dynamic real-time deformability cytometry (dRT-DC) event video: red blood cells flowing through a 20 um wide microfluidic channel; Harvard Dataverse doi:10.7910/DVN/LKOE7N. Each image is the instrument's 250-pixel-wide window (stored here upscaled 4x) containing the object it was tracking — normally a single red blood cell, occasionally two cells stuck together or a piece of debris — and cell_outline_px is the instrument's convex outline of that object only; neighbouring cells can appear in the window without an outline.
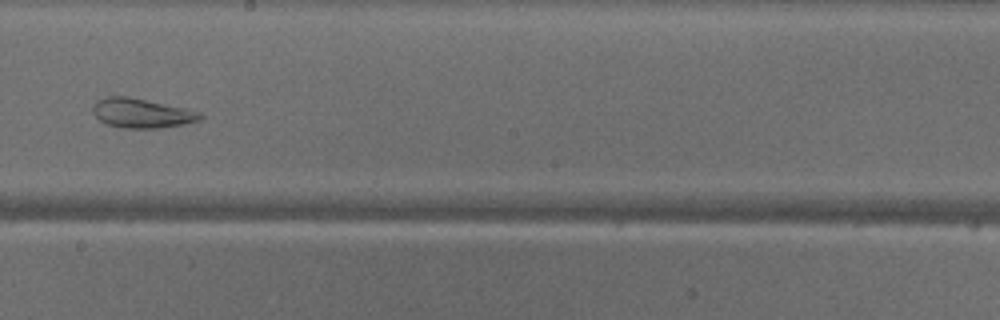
{"species": "common noctule bat (a hibernating species)", "species_latin": "Nyctalus noctula", "temperature_condition": "warm", "stored_images_in_passage": 38, "camera_frame_rate_fps": 3000, "um_per_image_px": 0.085, "animal": {"sex": "male", "body_mass_g": 18.8}, "frame": {"image": 1, "passage_image": 27, "time_ms": 8.667, "image_size_px": [1000, 320], "cell_outline_px": [[204, 116], [200, 120], [160, 128], [124, 128], [108, 124], [100, 120], [92, 112], [92, 104], [96, 100], [108, 96], [128, 96], [184, 108], [200, 112]], "centroid_in_image_um": [12.0, 9.61], "position_along_channel_um": 236.2, "area_um2": 18.26}, "authors_computed_cell_mechanics": {"area_um2": 24.3049, "velocity_mm_per_s": 4.11, "shape_relaxation_time_tau1_ms": null, "shape_relaxation_time_tau2_ms": 1.3708, "deformation_change_tau1": null, "deformation_change_tau2": 0.0787}}